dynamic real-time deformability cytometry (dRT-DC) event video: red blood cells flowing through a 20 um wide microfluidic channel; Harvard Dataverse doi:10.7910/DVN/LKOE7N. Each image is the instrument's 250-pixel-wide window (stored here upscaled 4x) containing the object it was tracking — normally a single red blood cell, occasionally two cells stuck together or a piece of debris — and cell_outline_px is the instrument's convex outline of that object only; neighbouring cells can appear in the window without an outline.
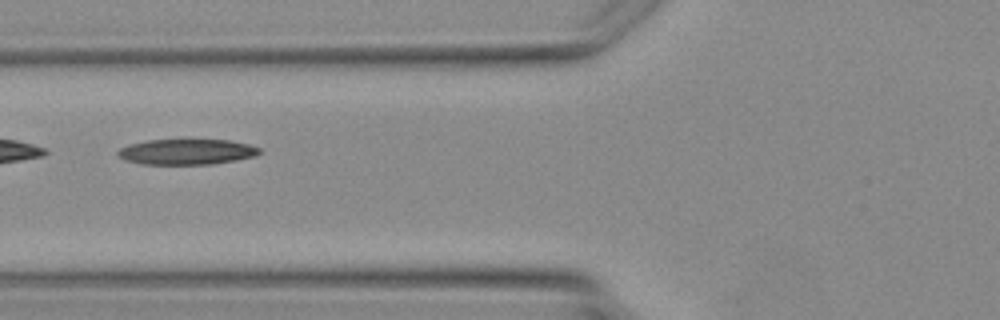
{"species": "Egyptian fruit bat (a non-hibernating species)", "species_latin": "Rousettus aegyptiacus", "temperature_condition": "warm", "stored_images_in_passage": 6, "camera_frame_rate_fps": 3000, "um_per_image_px": 0.085, "animal": {"sex": "female"}, "frame": {"image": 1, "passage_image": 6, "time_ms": 6.0, "image_size_px": [1000, 320], "cell_outline_px": [[260, 152], [256, 156], [236, 160], [212, 164], [140, 164], [124, 160], [116, 152], [120, 148], [128, 144], [144, 140], [184, 136], [228, 140], [248, 144], [260, 148]], "centroid_in_image_um": [15.83, 12.84], "position_along_channel_um": 110.0, "area_um2": 22.31}}